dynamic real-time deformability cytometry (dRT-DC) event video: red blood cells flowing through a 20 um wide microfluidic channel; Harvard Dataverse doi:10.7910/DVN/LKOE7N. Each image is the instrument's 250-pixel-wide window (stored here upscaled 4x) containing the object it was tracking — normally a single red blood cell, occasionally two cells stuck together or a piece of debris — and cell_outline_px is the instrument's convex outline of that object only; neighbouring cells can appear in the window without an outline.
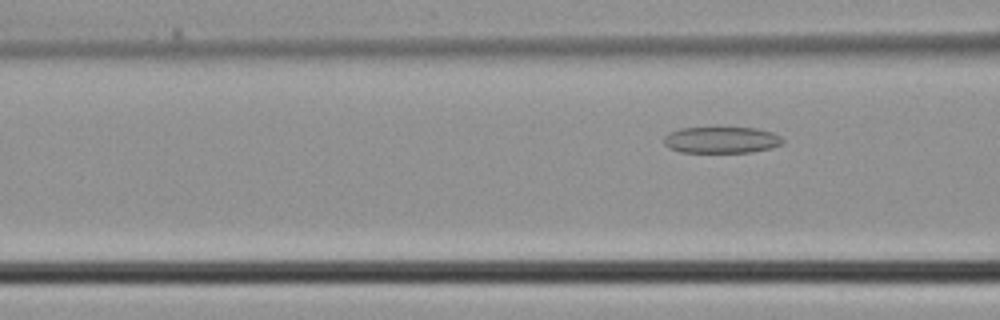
{"species": "common noctule bat (a hibernating species)", "species_latin": "Nyctalus noctula", "temperature_condition": "cold", "stored_images_in_passage": 6, "camera_frame_rate_fps": 3000, "um_per_image_px": 0.085, "animal": {"sex": "male", "body_mass_g": 21.5, "forearm_length_mm": 52.0}, "frame": {"image": 1, "passage_image": 6, "time_ms": 1.667, "image_size_px": [1000, 320], "cell_outline_px": [[784, 144], [772, 148], [752, 152], [680, 152], [668, 148], [664, 144], [664, 136], [668, 132], [680, 128], [716, 124], [756, 128], [772, 132], [780, 136], [784, 140]], "centroid_in_image_um": [61.3, 11.84], "position_along_channel_um": 105.3, "area_um2": 19.54}}